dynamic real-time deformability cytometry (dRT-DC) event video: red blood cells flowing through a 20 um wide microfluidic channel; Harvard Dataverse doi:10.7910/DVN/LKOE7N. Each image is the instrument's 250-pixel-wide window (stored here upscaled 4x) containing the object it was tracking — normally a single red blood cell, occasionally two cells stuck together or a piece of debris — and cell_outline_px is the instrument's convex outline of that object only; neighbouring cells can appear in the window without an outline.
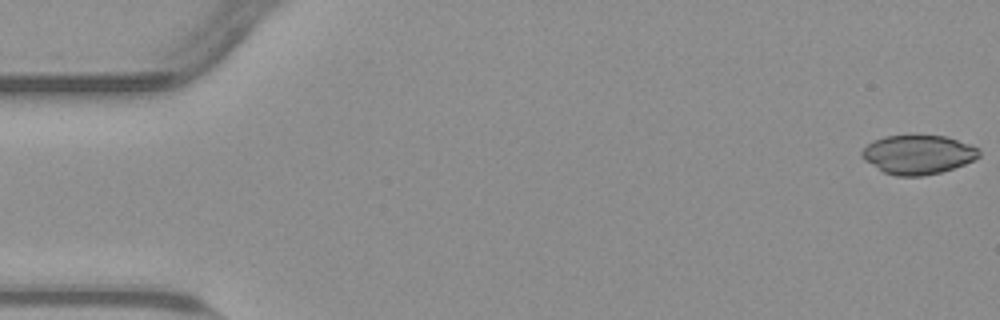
{"species": "common noctule bat (a hibernating species)", "species_latin": "Nyctalus noctula", "temperature_condition": "warm", "stored_images_in_passage": 54, "camera_frame_rate_fps": 3000, "um_per_image_px": 0.085, "animal": {"sex": "male", "body_mass_g": 23.1, "forearm_length_mm": 52.7}, "frame": {"image": 1, "passage_image": 1, "time_ms": 0.0, "image_size_px": [1000, 320], "cell_outline_px": [[980, 156], [964, 164], [940, 172], [920, 176], [896, 176], [884, 172], [864, 160], [860, 156], [860, 152], [872, 140], [884, 136], [944, 136], [980, 148]], "centroid_in_image_um": [78.0, 13.14], "position_along_channel_um": 7.0, "area_um2": 26.41}}
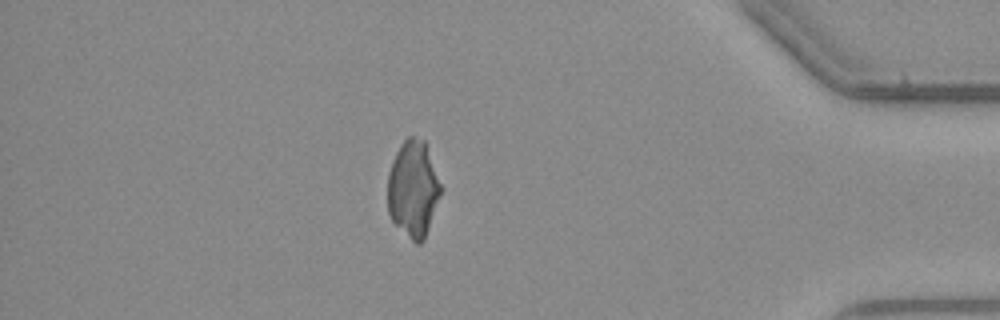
{"frame": {"image": 2, "passage_image": 47, "time_ms": 15.333, "image_size_px": [1000, 320], "cell_outline_px": [[444, 188], [424, 240], [420, 244], [416, 244], [392, 220], [388, 212], [388, 172], [392, 160], [400, 144], [408, 136], [412, 136], [424, 140]], "centroid_in_image_um": [35.14, 16.04], "position_along_channel_um": 400.1, "area_um2": 30.17}}